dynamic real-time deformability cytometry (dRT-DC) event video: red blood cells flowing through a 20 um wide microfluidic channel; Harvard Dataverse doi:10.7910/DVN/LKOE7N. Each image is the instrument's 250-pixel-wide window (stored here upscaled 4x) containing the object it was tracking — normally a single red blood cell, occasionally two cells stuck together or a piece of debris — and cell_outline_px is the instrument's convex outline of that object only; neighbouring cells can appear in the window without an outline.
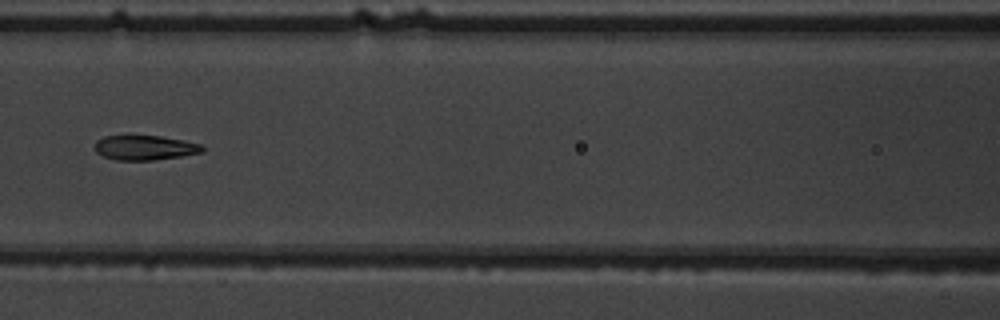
{"species": "common noctule bat (a hibernating species)", "species_latin": "Nyctalus noctula", "temperature_condition": "warm", "stored_images_in_passage": 7, "camera_frame_rate_fps": 3000, "um_per_image_px": 0.085, "animal": {"sex": "male", "body_mass_g": 19.5, "forearm_length_mm": 54.6}, "frame": {"image": 1, "passage_image": 6, "time_ms": 6.0, "image_size_px": [1000, 320], "cell_outline_px": [[204, 152], [180, 156], [152, 160], [116, 160], [104, 156], [96, 152], [96, 140], [104, 136], [128, 132], [160, 136], [184, 140], [200, 144], [204, 148]], "centroid_in_image_um": [12.26, 12.49], "position_along_channel_um": 154.3, "area_um2": 16.13}}
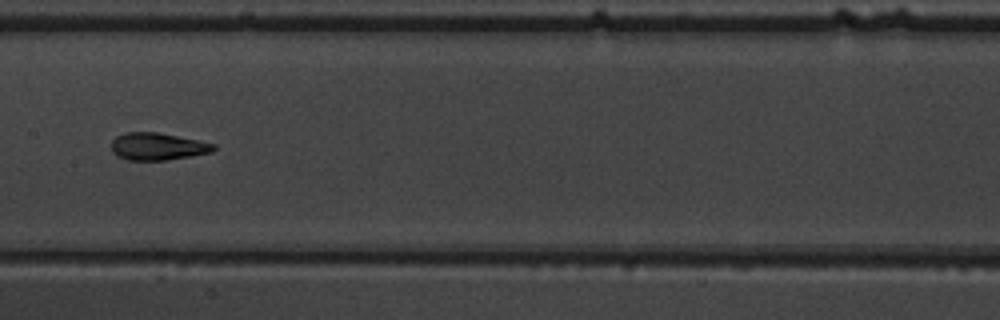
{"frame": {"image": 2, "passage_image": 7, "time_ms": 7.0, "image_size_px": [1000, 320], "cell_outline_px": [[216, 148], [212, 152], [192, 156], [164, 160], [128, 160], [116, 156], [112, 152], [112, 140], [116, 136], [124, 132], [156, 132], [216, 144]], "centroid_in_image_um": [13.37, 12.45], "position_along_channel_um": 194.0, "area_um2": 16.24}}